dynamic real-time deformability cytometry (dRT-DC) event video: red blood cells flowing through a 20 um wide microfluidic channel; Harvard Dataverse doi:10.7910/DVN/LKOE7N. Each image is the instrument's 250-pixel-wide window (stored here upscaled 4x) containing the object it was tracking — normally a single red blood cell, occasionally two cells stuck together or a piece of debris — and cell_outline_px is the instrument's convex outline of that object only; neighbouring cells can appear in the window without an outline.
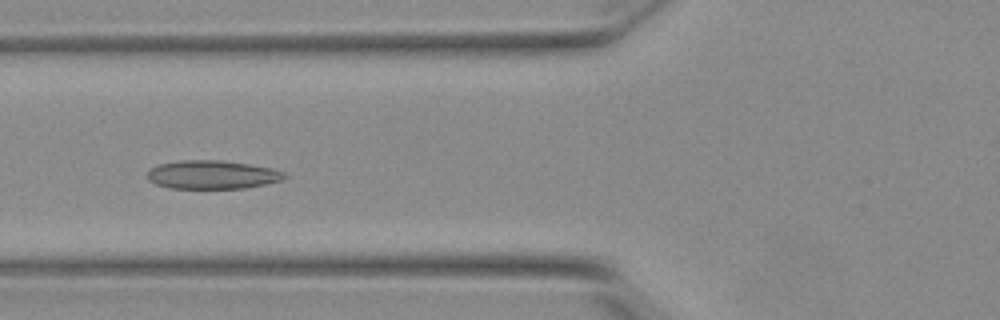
{"species": "Egyptian fruit bat (a non-hibernating species)", "species_latin": "Rousettus aegyptiacus", "temperature_condition": "warm", "stored_images_in_passage": 34, "camera_frame_rate_fps": 3000, "um_per_image_px": 0.085, "animal": {"sex": "female"}, "frame": {"image": 1, "passage_image": 9, "time_ms": 2.667, "image_size_px": [1000, 320], "cell_outline_px": [[288, 176], [280, 180], [264, 184], [244, 188], [172, 188], [156, 184], [148, 180], [148, 172], [152, 168], [160, 164], [180, 160], [220, 160], [248, 164], [272, 168], [284, 172]], "centroid_in_image_um": [18.04, 14.84], "position_along_channel_um": 107.8, "area_um2": 22.54}}
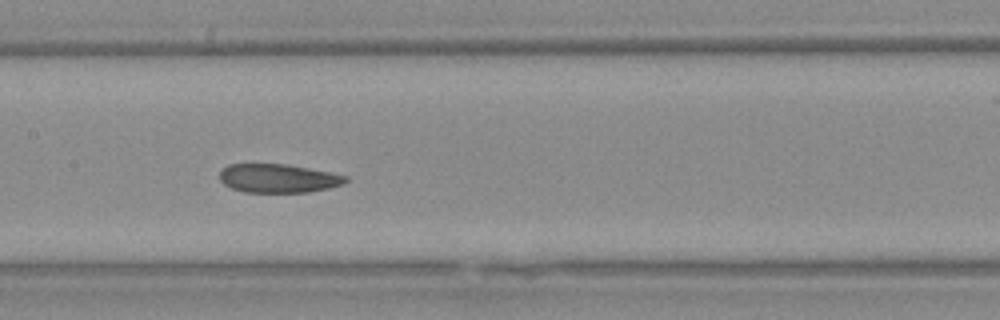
{"frame": {"image": 2, "passage_image": 15, "time_ms": 4.667, "image_size_px": [1000, 320], "cell_outline_px": [[348, 180], [344, 184], [328, 188], [308, 192], [244, 192], [232, 188], [224, 184], [220, 180], [220, 172], [228, 164], [288, 164], [348, 176]], "centroid_in_image_um": [23.65, 15.16], "position_along_channel_um": 183.7, "area_um2": 20.98}}
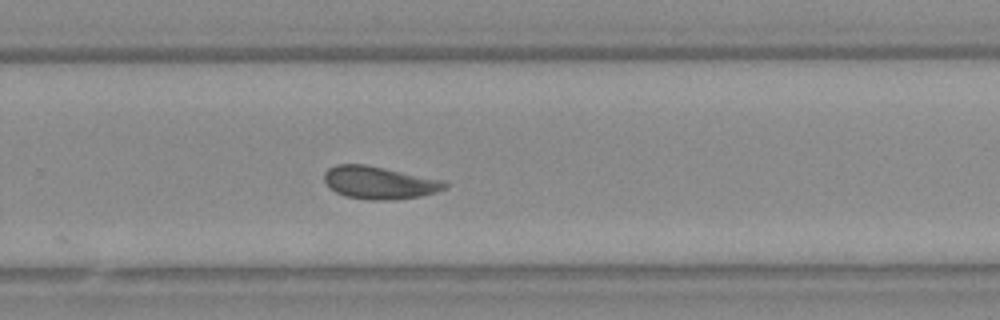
{"frame": {"image": 3, "passage_image": 24, "time_ms": 7.667, "image_size_px": [1000, 320], "cell_outline_px": [[448, 188], [436, 192], [420, 196], [392, 200], [368, 200], [344, 196], [336, 192], [324, 180], [324, 172], [328, 168], [336, 164], [364, 164], [444, 180], [448, 184]], "centroid_in_image_um": [32.25, 15.53], "position_along_channel_um": 297.5, "area_um2": 22.95}, "authors_computed_cell_mechanics": {"area_um2": 22.542, "velocity_mm_per_s": 3.8059, "shape_relaxation_time_tau1_ms": null, "shape_relaxation_time_tau2_ms": 4.1714, "deformation_change_tau1": null, "deformation_change_tau2": 0.1024}}